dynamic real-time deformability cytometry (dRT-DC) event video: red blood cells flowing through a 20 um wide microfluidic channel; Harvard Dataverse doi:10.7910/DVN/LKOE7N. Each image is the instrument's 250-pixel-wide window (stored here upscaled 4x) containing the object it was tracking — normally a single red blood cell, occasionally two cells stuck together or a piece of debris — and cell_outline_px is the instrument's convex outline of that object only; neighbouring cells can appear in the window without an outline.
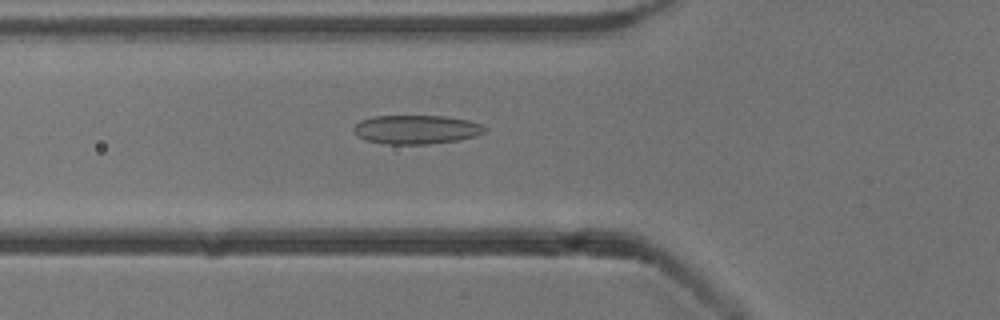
{"species": "common noctule bat (a hibernating species)", "species_latin": "Nyctalus noctula", "temperature_condition": "cold", "stored_images_in_passage": 42, "camera_frame_rate_fps": 3000, "um_per_image_px": 0.085, "animal": {"sex": "male", "body_mass_g": 13.3}, "frame": {"image": 1, "passage_image": 8, "time_ms": 2.333, "image_size_px": [1000, 320], "cell_outline_px": [[488, 128], [484, 132], [476, 136], [460, 140], [428, 144], [388, 144], [368, 140], [356, 136], [352, 128], [360, 120], [372, 116], [448, 116], [468, 120], [484, 124]], "centroid_in_image_um": [35.42, 11.0], "position_along_channel_um": 90.4, "area_um2": 22.31}}
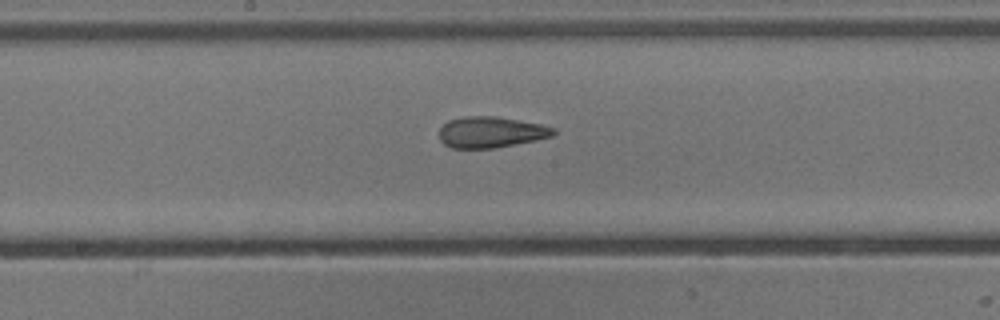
{"frame": {"image": 2, "passage_image": 17, "time_ms": 5.333, "image_size_px": [1000, 320], "cell_outline_px": [[556, 132], [552, 136], [536, 140], [492, 148], [452, 148], [444, 144], [440, 140], [440, 128], [448, 120], [464, 116], [496, 116], [540, 124], [556, 128]], "centroid_in_image_um": [41.72, 11.23], "position_along_channel_um": 206.5, "area_um2": 20.58}}
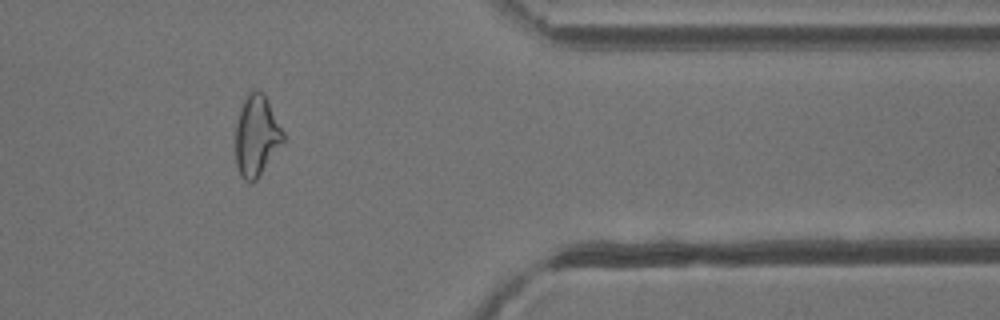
{"frame": {"image": 3, "passage_image": 33, "time_ms": 10.667, "image_size_px": [1000, 320], "cell_outline_px": [[284, 140], [256, 180], [252, 184], [244, 180], [240, 176], [236, 164], [236, 124], [240, 108], [248, 92], [256, 88], [268, 100], [284, 132]], "centroid_in_image_um": [21.79, 11.54], "position_along_channel_um": 389.6, "area_um2": 22.31}, "authors_computed_cell_mechanics": {"area_um2": 21.9351, "velocity_mm_per_s": 3.8335, "shape_relaxation_time_tau1_ms": null, "shape_relaxation_time_tau2_ms": 2.3117, "deformation_change_tau1": null, "deformation_change_tau2": 0.08}}